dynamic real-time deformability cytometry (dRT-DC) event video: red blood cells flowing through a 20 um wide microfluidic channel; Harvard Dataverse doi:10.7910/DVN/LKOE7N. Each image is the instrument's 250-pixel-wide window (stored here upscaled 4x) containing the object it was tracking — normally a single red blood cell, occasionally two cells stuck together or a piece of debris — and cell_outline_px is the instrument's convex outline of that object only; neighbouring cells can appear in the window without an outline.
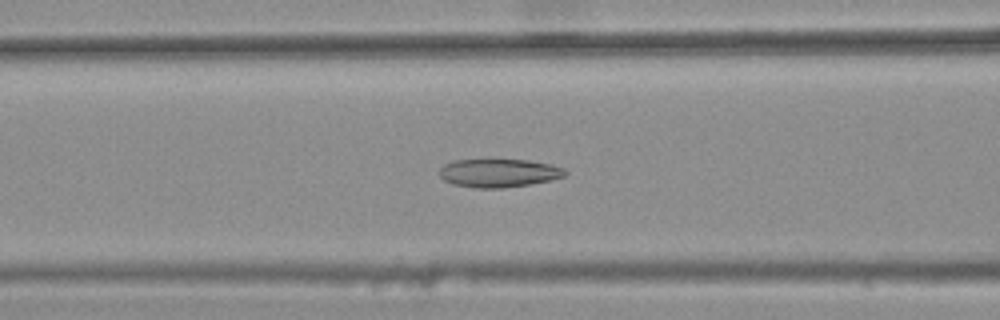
{"species": "common noctule bat (a hibernating species)", "species_latin": "Nyctalus noctula", "temperature_condition": "warm", "stored_images_in_passage": 43, "camera_frame_rate_fps": 3000, "um_per_image_px": 0.085, "animal": {"sex": "female", "body_mass_g": 25.1}, "frame": {"image": 1, "passage_image": 20, "time_ms": 6.333, "image_size_px": [1000, 320], "cell_outline_px": [[568, 172], [564, 176], [532, 184], [504, 188], [476, 188], [452, 184], [444, 180], [440, 176], [440, 168], [444, 164], [452, 160], [488, 156], [528, 160], [552, 164], [564, 168]], "centroid_in_image_um": [42.35, 14.64], "position_along_channel_um": 124.2, "area_um2": 21.91}}
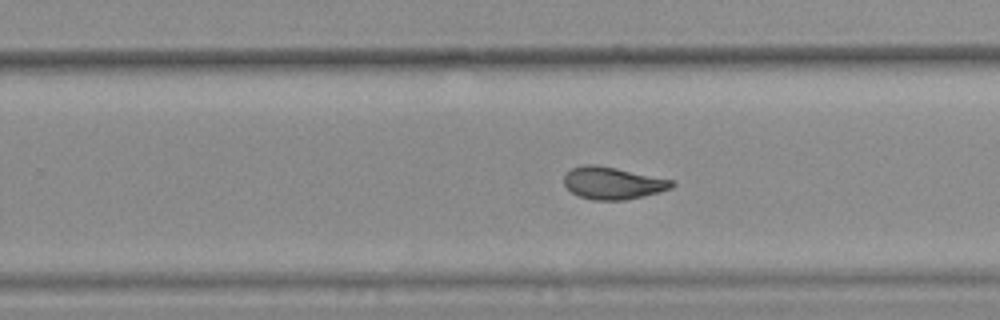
{"frame": {"image": 2, "passage_image": 32, "time_ms": 10.333, "image_size_px": [1000, 320], "cell_outline_px": [[676, 184], [672, 188], [660, 192], [624, 200], [592, 200], [580, 196], [572, 192], [564, 184], [564, 176], [572, 168], [584, 164], [596, 164], [676, 180]], "centroid_in_image_um": [52.13, 15.55], "position_along_channel_um": 277.7, "area_um2": 20.35}}
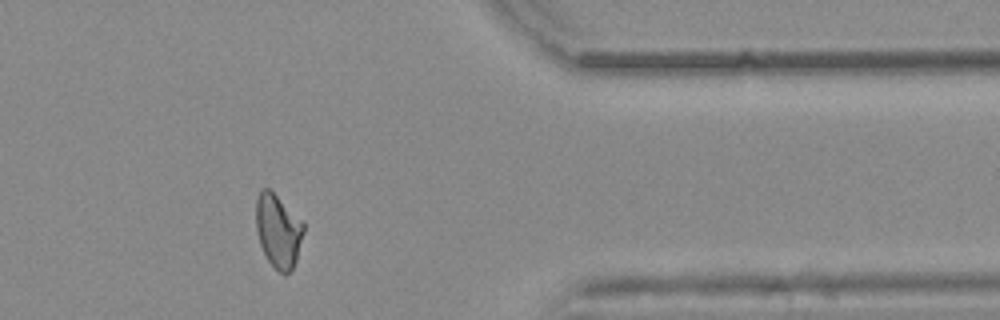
{"frame": {"image": 3, "passage_image": 42, "time_ms": 13.667, "image_size_px": [1000, 320], "cell_outline_px": [[304, 232], [296, 260], [292, 268], [284, 276], [268, 260], [260, 244], [256, 228], [256, 200], [260, 188], [268, 188], [304, 220]], "centroid_in_image_um": [23.66, 19.59], "position_along_channel_um": 387.7, "area_um2": 20.4}, "authors_computed_cell_mechanics": {"area_um2": 20.9236, "velocity_mm_per_s": 3.8483, "shape_relaxation_time_tau1_ms": null, "shape_relaxation_time_tau2_ms": 2.0989, "deformation_change_tau1": null, "deformation_change_tau2": 0.0871}}